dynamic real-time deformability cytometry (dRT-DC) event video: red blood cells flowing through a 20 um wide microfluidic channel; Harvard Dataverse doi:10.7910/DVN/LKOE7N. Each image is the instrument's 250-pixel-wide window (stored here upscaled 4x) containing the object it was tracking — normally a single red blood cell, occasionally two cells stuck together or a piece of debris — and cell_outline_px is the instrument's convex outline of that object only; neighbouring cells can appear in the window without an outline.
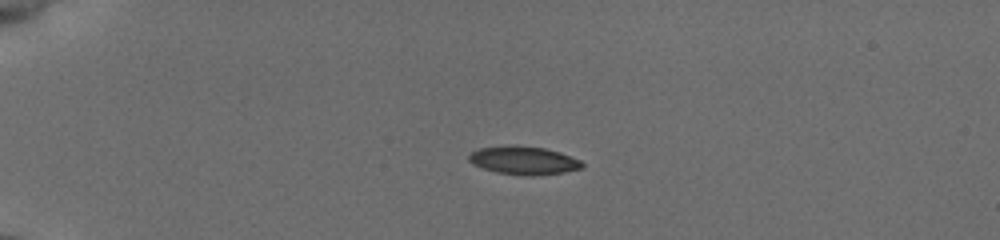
{"species": "common noctule bat (a hibernating species)", "species_latin": "Nyctalus noctula", "temperature_condition": "cold", "stored_images_in_passage": 41, "camera_frame_rate_fps": 3000, "um_per_image_px": 0.085, "animal": {"sex": "female", "body_mass_g": 19.5, "forearm_length_mm": 54.1}, "frame": {"image": 1, "passage_image": 1, "time_ms": 0.0, "image_size_px": [1000, 240], "cell_outline_px": [[584, 168], [564, 172], [532, 176], [496, 172], [472, 164], [468, 160], [468, 156], [472, 152], [480, 148], [512, 144], [544, 148], [560, 152], [580, 160], [584, 164]], "centroid_in_image_um": [44.52, 13.62], "position_along_channel_um": 40.5, "area_um2": 18.67}}
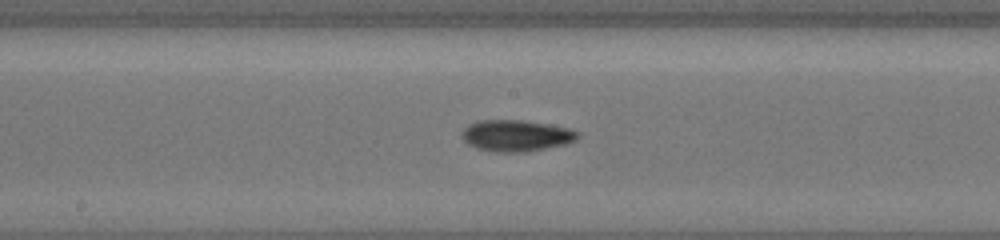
{"frame": {"image": 2, "passage_image": 18, "time_ms": 5.667, "image_size_px": [1000, 240], "cell_outline_px": [[580, 136], [576, 140], [564, 144], [528, 152], [496, 152], [476, 148], [468, 144], [460, 136], [460, 132], [468, 124], [480, 120], [524, 120], [548, 124], [568, 128], [580, 132]], "centroid_in_image_um": [43.85, 11.53], "position_along_channel_um": 204.3, "area_um2": 21.39}}
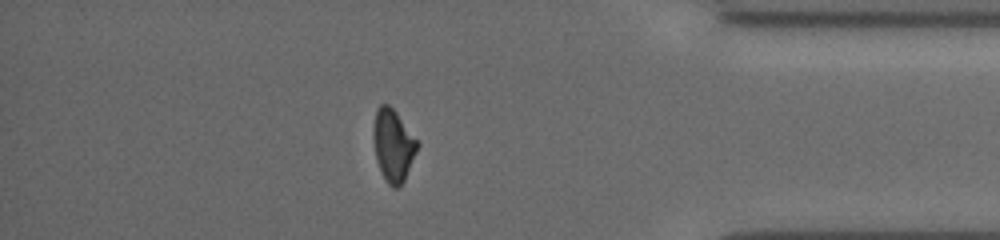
{"frame": {"image": 3, "passage_image": 35, "time_ms": 11.333, "image_size_px": [1000, 240], "cell_outline_px": [[420, 144], [404, 180], [396, 188], [392, 188], [384, 180], [376, 160], [372, 136], [372, 132], [376, 108], [380, 104], [388, 104], [396, 112]], "centroid_in_image_um": [33.39, 12.35], "position_along_channel_um": 401.8, "area_um2": 18.55}, "authors_computed_cell_mechanics": {"area_um2": 19.4208, "velocity_mm_per_s": 3.8913, "shape_relaxation_time_tau1_ms": 5.7959, "shape_relaxation_time_tau2_ms": 7.6195, "deformation_change_tau1": 0.1596, "deformation_change_tau2": 0.1245}}